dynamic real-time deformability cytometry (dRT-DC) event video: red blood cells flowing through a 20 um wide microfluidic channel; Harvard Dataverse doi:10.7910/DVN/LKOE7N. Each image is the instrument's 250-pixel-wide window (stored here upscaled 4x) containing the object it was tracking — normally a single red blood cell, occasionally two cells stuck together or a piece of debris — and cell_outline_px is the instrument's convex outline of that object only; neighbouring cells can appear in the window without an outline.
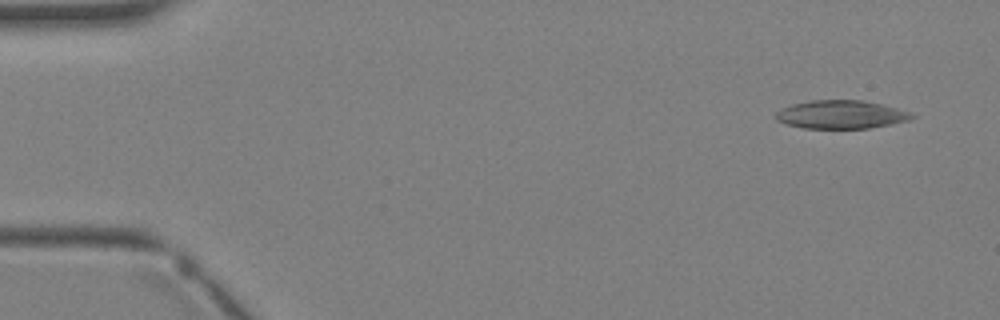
{"species": "Egyptian fruit bat (a non-hibernating species)", "species_latin": "Rousettus aegyptiacus", "temperature_condition": "warm", "stored_images_in_passage": 4, "camera_frame_rate_fps": 3000, "um_per_image_px": 0.085, "animal": {"sex": "female"}, "frame": {"image": 1, "passage_image": 1, "time_ms": 0.0, "image_size_px": [1000, 320], "cell_outline_px": [[916, 116], [912, 120], [892, 124], [868, 128], [804, 128], [788, 124], [776, 120], [772, 116], [780, 108], [792, 104], [812, 100], [864, 100], [912, 112]], "centroid_in_image_um": [71.49, 9.73], "position_along_channel_um": 13.5, "area_um2": 22.6}}
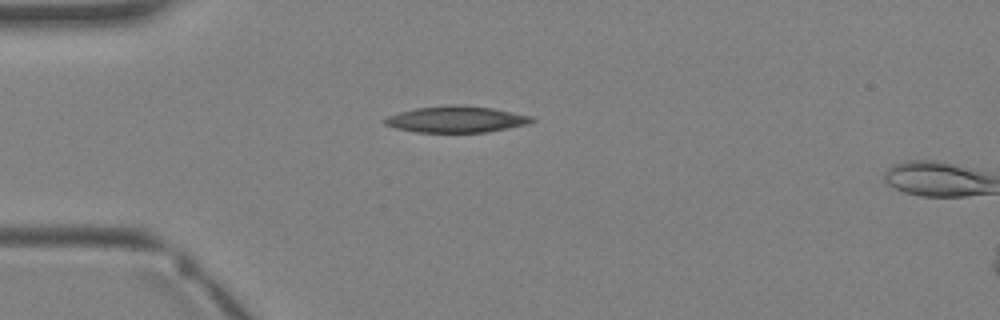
{"frame": {"image": 2, "passage_image": 3, "time_ms": 2.333, "image_size_px": [1000, 320], "cell_outline_px": [[536, 120], [528, 124], [488, 132], [416, 132], [396, 128], [384, 124], [380, 120], [388, 116], [400, 112], [416, 108], [452, 104], [460, 104], [492, 108], [532, 116]], "centroid_in_image_um": [38.77, 10.14], "position_along_channel_um": 46.2, "area_um2": 22.66}}